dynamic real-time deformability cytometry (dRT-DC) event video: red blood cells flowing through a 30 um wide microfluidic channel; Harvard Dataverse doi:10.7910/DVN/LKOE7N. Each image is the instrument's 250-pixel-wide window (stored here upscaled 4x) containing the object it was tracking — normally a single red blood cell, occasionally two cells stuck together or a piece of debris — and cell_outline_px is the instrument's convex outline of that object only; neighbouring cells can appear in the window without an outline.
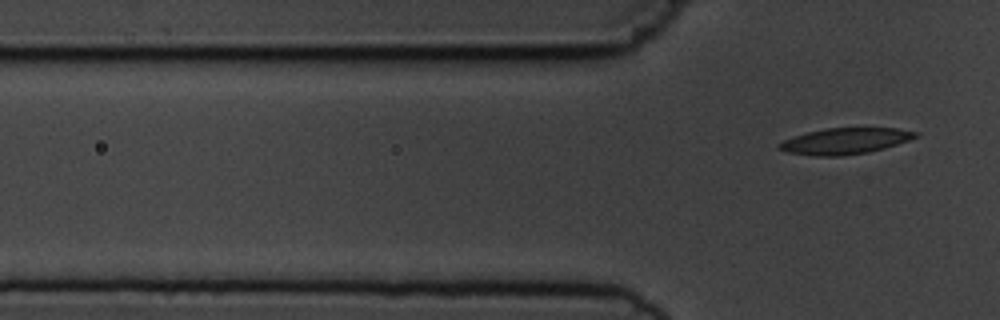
{"species": "common noctule bat (a hibernating species)", "species_latin": "Nyctalus noctula", "temperature_condition": "cold", "stored_images_in_passage": 7, "camera_frame_rate_fps": 3000, "um_per_image_px": 0.085, "animal": {"sex": "male", "body_mass_g": 19.5, "forearm_length_mm": 54.6}, "frame": {"image": 1, "passage_image": 7, "time_ms": 7.0, "image_size_px": [1000, 320], "cell_outline_px": [[920, 136], [884, 148], [868, 152], [840, 156], [812, 156], [788, 152], [776, 148], [776, 144], [784, 140], [808, 132], [824, 128], [896, 128], [920, 132]], "centroid_in_image_um": [71.83, 11.99], "position_along_channel_um": 54.0, "area_um2": 20.75}}